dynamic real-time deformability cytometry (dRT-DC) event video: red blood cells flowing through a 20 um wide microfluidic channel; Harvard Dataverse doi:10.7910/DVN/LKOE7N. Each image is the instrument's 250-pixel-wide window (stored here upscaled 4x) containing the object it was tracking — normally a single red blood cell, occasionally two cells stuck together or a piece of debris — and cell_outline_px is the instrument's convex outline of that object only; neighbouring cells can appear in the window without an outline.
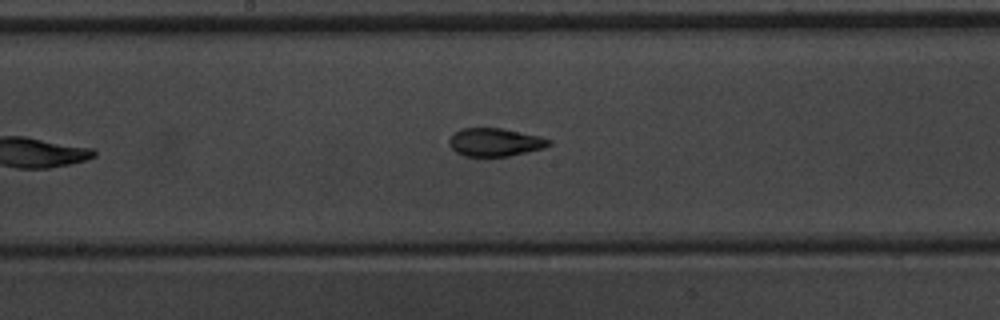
{"species": "common noctule bat (a hibernating species)", "species_latin": "Nyctalus noctula", "temperature_condition": "warm", "stored_images_in_passage": 9, "camera_frame_rate_fps": 3000, "um_per_image_px": 0.085, "animal": {"sex": "male", "body_mass_g": 20.1, "forearm_length_mm": 53.5}, "frame": {"image": 1, "passage_image": 9, "time_ms": 2.667, "image_size_px": [1000, 320], "cell_outline_px": [[552, 144], [544, 148], [508, 156], [464, 156], [456, 152], [448, 144], [448, 140], [460, 128], [500, 128], [540, 136], [552, 140]], "centroid_in_image_um": [42.08, 12.09], "position_along_channel_um": 206.1, "area_um2": 16.3}}